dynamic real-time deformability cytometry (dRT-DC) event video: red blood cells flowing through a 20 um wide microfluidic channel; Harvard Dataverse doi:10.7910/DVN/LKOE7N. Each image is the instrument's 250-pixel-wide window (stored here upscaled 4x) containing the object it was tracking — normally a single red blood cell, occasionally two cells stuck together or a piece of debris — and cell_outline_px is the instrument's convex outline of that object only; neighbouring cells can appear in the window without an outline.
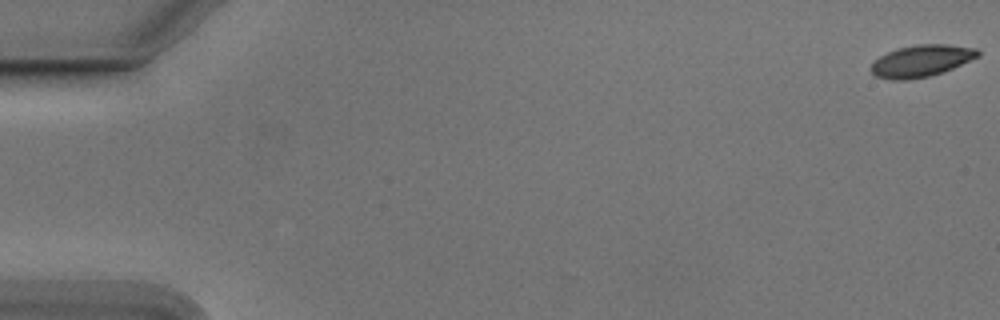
{"species": "Egyptian fruit bat (a non-hibernating species)", "species_latin": "Rousettus aegyptiacus", "temperature_condition": "cold", "stored_images_in_passage": 55, "camera_frame_rate_fps": 3000, "um_per_image_px": 0.085, "animal": {"sex": "male"}, "frame": {"image": 1, "passage_image": 1, "time_ms": 0.0, "image_size_px": [1000, 320], "cell_outline_px": [[980, 56], [944, 72], [928, 76], [908, 80], [892, 80], [876, 76], [868, 68], [880, 56], [896, 48], [916, 44], [948, 44], [976, 48], [980, 52]], "centroid_in_image_um": [78.32, 5.17], "position_along_channel_um": 6.7, "area_um2": 19.94}}
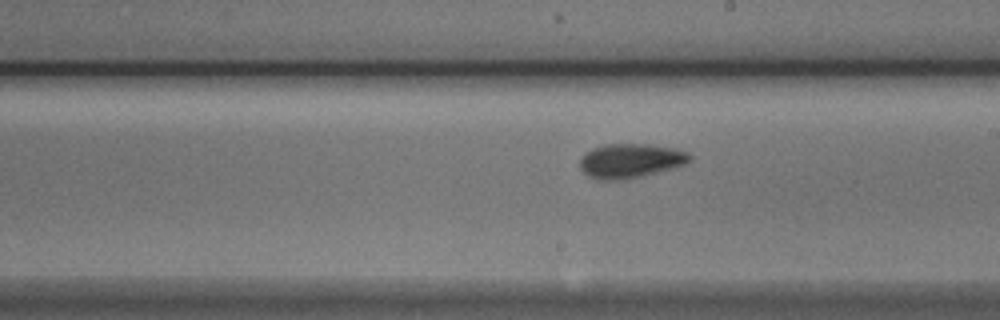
{"frame": {"image": 2, "passage_image": 32, "time_ms": 10.333, "image_size_px": [1000, 320], "cell_outline_px": [[692, 160], [684, 164], [672, 168], [644, 176], [624, 180], [596, 180], [588, 176], [580, 168], [580, 160], [592, 148], [608, 144], [652, 144], [676, 148], [688, 152], [692, 156]], "centroid_in_image_um": [53.62, 13.67], "position_along_channel_um": 235.4, "area_um2": 22.14}}
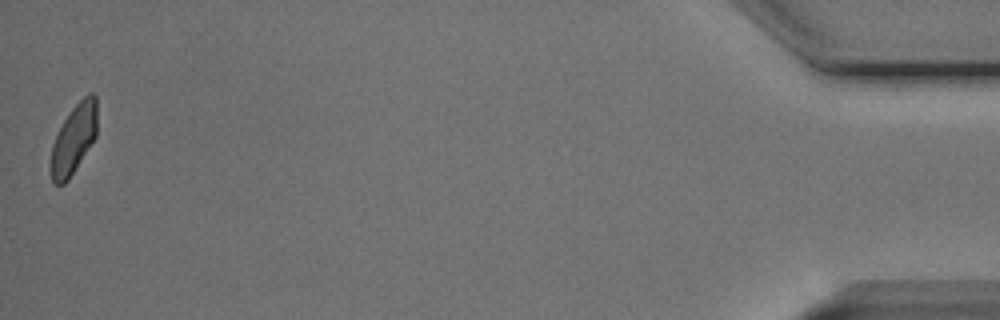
{"frame": {"image": 3, "passage_image": 55, "time_ms": 18.0, "image_size_px": [1000, 320], "cell_outline_px": [[96, 136], [68, 180], [64, 184], [56, 184], [52, 180], [48, 164], [52, 144], [64, 120], [72, 108], [88, 92], [92, 92], [96, 96]], "centroid_in_image_um": [6.24, 11.83], "position_along_channel_um": 429.0, "area_um2": 18.67}, "authors_computed_cell_mechanics": {"area_um2": 20.4034, "velocity_mm_per_s": 3.7598, "shape_relaxation_time_tau1_ms": 3.5153, "shape_relaxation_time_tau2_ms": 2.1902, "deformation_change_tau1": 0.1211, "deformation_change_tau2": 0.0485}}